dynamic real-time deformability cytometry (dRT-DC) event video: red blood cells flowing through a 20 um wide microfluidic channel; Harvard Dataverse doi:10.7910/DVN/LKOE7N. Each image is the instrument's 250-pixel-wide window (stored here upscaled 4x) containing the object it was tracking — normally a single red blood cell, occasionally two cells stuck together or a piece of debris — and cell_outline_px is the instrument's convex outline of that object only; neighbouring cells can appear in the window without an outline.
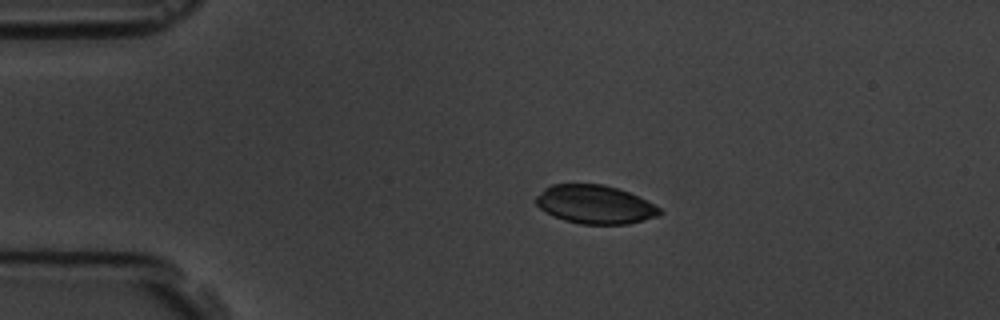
{"species": "common noctule bat (a hibernating species)", "species_latin": "Nyctalus noctula", "temperature_condition": "room temperature", "stored_images_in_passage": 8, "camera_frame_rate_fps": 3000, "um_per_image_px": 0.085, "animal": {"sex": "male", "body_mass_g": 19.5, "forearm_length_mm": 54.6}, "frame": {"image": 1, "passage_image": 3, "time_ms": 2.333, "image_size_px": [1000, 320], "cell_outline_px": [[664, 212], [660, 216], [628, 224], [580, 224], [564, 220], [552, 216], [544, 212], [536, 204], [536, 196], [544, 188], [552, 184], [604, 184], [628, 192], [660, 208]], "centroid_in_image_um": [50.55, 17.39], "position_along_channel_um": 34.5, "area_um2": 27.8}}
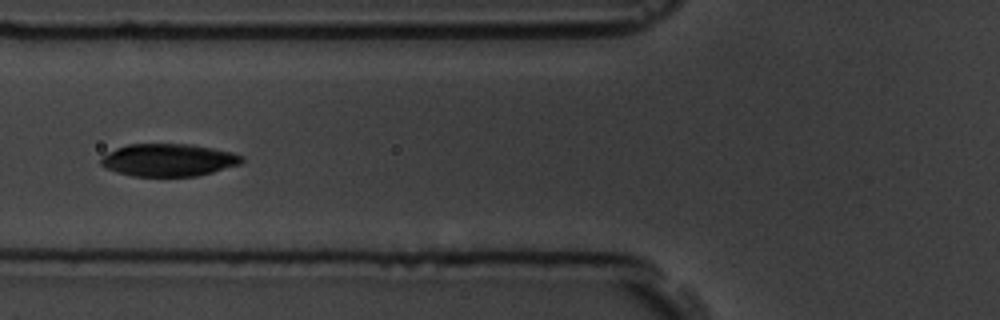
{"frame": {"image": 2, "passage_image": 6, "time_ms": 5.667, "image_size_px": [1000, 320], "cell_outline_px": [[244, 160], [240, 164], [212, 172], [196, 176], [132, 176], [116, 172], [100, 164], [100, 160], [108, 152], [116, 148], [128, 144], [192, 144], [232, 152], [244, 156]], "centroid_in_image_um": [14.33, 13.6], "position_along_channel_um": 111.5, "area_um2": 26.65}}
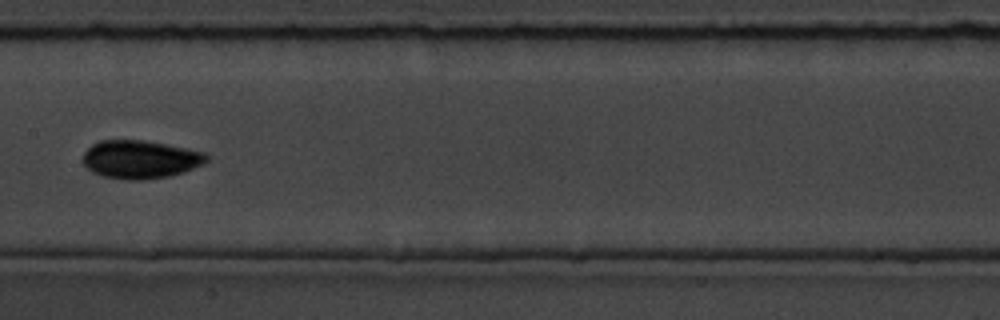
{"frame": {"image": 3, "passage_image": 8, "time_ms": 8.0, "image_size_px": [1000, 320], "cell_outline_px": [[208, 160], [204, 164], [184, 172], [168, 176], [140, 180], [128, 180], [104, 176], [92, 172], [84, 164], [84, 152], [92, 144], [100, 140], [144, 140], [188, 148], [204, 152], [208, 156]], "centroid_in_image_um": [11.95, 13.54], "position_along_channel_um": 195.5, "area_um2": 27.51}}